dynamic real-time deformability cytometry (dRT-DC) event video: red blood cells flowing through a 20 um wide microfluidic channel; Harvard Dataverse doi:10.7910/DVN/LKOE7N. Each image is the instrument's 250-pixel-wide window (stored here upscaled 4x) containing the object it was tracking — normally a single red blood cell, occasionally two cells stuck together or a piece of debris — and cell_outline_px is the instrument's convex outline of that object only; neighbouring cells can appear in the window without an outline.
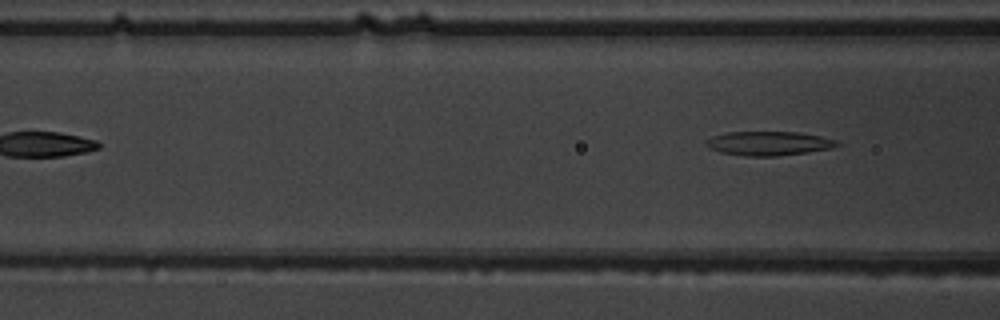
{"species": "common noctule bat (a hibernating species)", "species_latin": "Nyctalus noctula", "temperature_condition": "warm", "stored_images_in_passage": 6, "camera_frame_rate_fps": 3000, "um_per_image_px": 0.085, "animal": {"sex": "male", "body_mass_g": 19.5, "forearm_length_mm": 54.6}, "frame": {"image": 1, "passage_image": 6, "time_ms": 5.667, "image_size_px": [1000, 320], "cell_outline_px": [[840, 144], [832, 148], [808, 152], [776, 156], [744, 156], [720, 152], [704, 144], [704, 140], [712, 136], [728, 132], [800, 132], [820, 136], [836, 140]], "centroid_in_image_um": [65.33, 12.18], "position_along_channel_um": 101.3, "area_um2": 18.38}}